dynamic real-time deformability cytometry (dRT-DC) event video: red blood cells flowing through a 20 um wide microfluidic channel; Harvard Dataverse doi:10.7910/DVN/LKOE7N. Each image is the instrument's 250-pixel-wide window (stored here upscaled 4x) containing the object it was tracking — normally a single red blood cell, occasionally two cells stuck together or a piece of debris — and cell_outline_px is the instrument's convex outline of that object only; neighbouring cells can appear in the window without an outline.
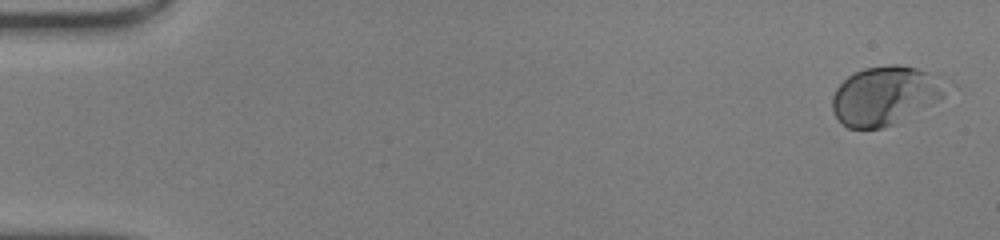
{"species": "human", "species_latin": "Homo sapiens", "temperature_condition": "warm", "stored_images_in_passage": 45, "camera_frame_rate_fps": 3000, "um_per_image_px": 0.085, "donor": {"sex": "male"}, "frame": {"image": 1, "passage_image": 1, "time_ms": 0.0, "image_size_px": [1000, 240], "cell_outline_px": [[948, 88], [944, 96], [940, 100], [896, 124], [880, 128], [848, 128], [836, 116], [832, 108], [832, 96], [836, 88], [848, 76], [864, 68], [892, 64], [900, 64], [916, 68], [940, 76], [948, 84]], "centroid_in_image_um": [75.28, 8.11], "position_along_channel_um": 9.7, "area_um2": 39.19}}
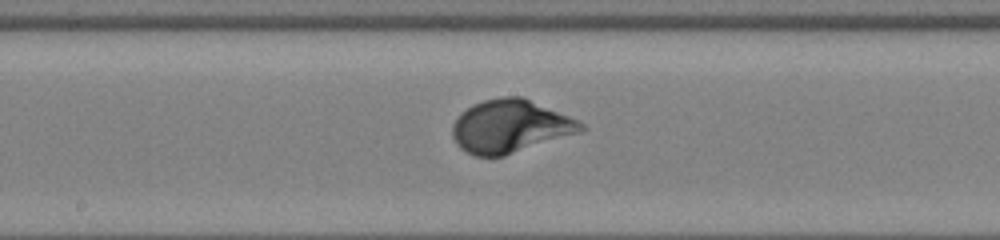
{"frame": {"image": 2, "passage_image": 26, "time_ms": 8.333, "image_size_px": [1000, 240], "cell_outline_px": [[588, 128], [580, 132], [504, 156], [476, 156], [460, 148], [456, 144], [452, 136], [452, 124], [460, 112], [472, 104], [484, 100], [504, 96], [524, 96], [580, 120]], "centroid_in_image_um": [43.38, 10.72], "position_along_channel_um": 204.8, "area_um2": 40.06}}
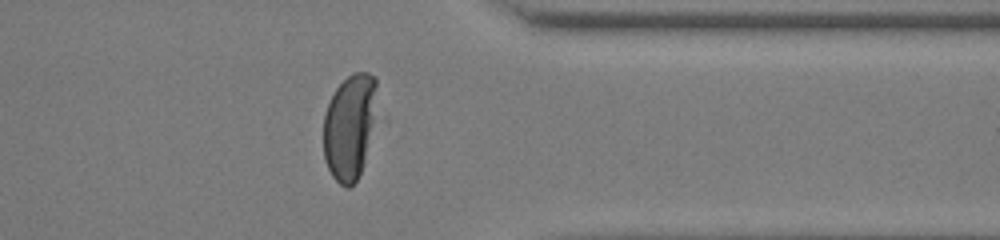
{"frame": {"image": 3, "passage_image": 39, "time_ms": 12.667, "image_size_px": [1000, 240], "cell_outline_px": [[376, 120], [364, 164], [356, 180], [348, 188], [344, 188], [332, 176], [324, 160], [324, 116], [328, 104], [336, 88], [352, 72], [368, 72], [376, 76]], "centroid_in_image_um": [29.74, 10.76], "position_along_channel_um": 381.7, "area_um2": 33.23}}